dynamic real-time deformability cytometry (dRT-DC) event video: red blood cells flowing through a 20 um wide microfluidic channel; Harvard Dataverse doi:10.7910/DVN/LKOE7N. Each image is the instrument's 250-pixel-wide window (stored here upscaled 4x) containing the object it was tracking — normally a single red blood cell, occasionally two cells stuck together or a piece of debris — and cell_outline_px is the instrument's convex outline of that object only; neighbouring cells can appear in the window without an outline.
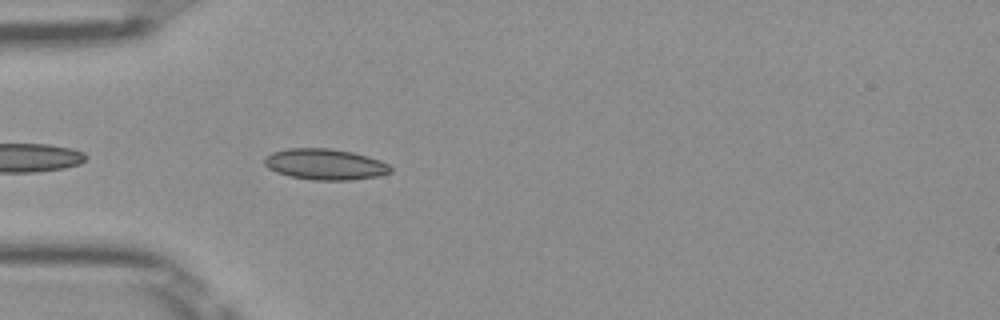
{"species": "Egyptian fruit bat (a non-hibernating species)", "species_latin": "Rousettus aegyptiacus", "temperature_condition": "room temperature", "stored_images_in_passage": 38, "camera_frame_rate_fps": 3000, "um_per_image_px": 0.085, "frame": {"image": 1, "passage_image": 3, "time_ms": 0.667, "image_size_px": [1000, 320], "cell_outline_px": [[392, 172], [376, 176], [352, 180], [312, 180], [292, 176], [276, 172], [268, 168], [264, 164], [264, 160], [272, 152], [288, 148], [328, 148], [352, 152], [368, 156], [380, 160], [388, 164], [392, 168]], "centroid_in_image_um": [27.64, 13.96], "position_along_channel_um": 57.4, "area_um2": 22.66}}
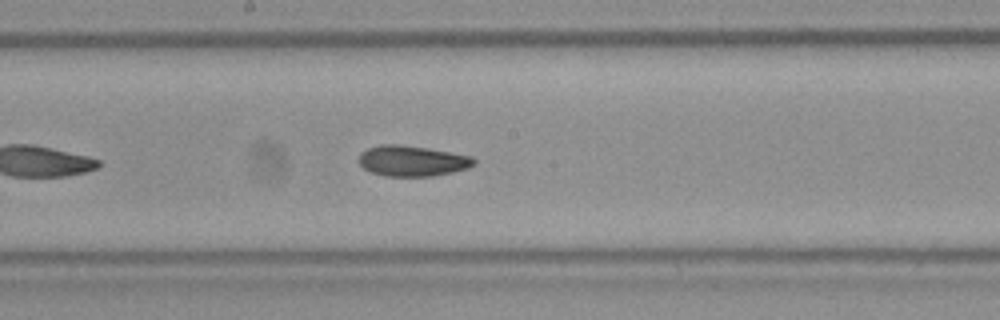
{"frame": {"image": 2, "passage_image": 15, "time_ms": 4.667, "image_size_px": [1000, 320], "cell_outline_px": [[476, 164], [468, 168], [452, 172], [432, 176], [384, 176], [372, 172], [364, 168], [356, 160], [360, 152], [368, 148], [380, 144], [400, 144], [428, 148], [472, 156], [476, 160]], "centroid_in_image_um": [35.02, 13.67], "position_along_channel_um": 213.2, "area_um2": 20.75}}
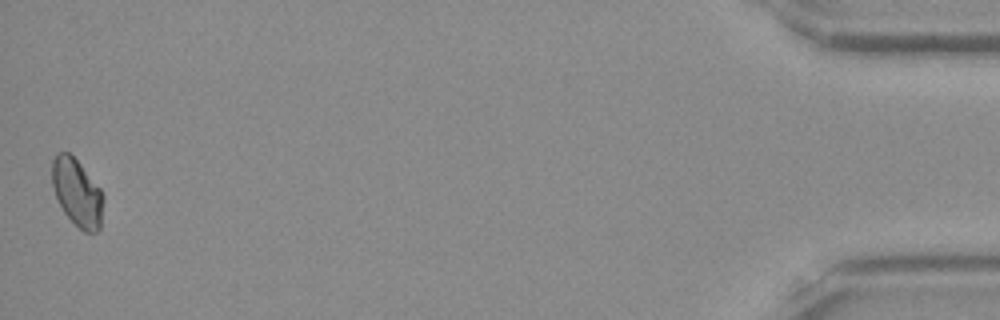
{"frame": {"image": 3, "passage_image": 38, "time_ms": 12.333, "image_size_px": [1000, 320], "cell_outline_px": [[104, 200], [100, 228], [96, 232], [84, 232], [64, 212], [56, 196], [52, 184], [52, 160], [56, 152], [68, 152], [80, 164], [100, 188], [104, 196]], "centroid_in_image_um": [6.56, 16.36], "position_along_channel_um": 428.6, "area_um2": 19.94}, "authors_computed_cell_mechanics": {"area_um2": 20.3456, "velocity_mm_per_s": 4.0104, "shape_relaxation_time_tau1_ms": 7.2069, "shape_relaxation_time_tau2_ms": 9.5063, "deformation_change_tau1": 0.1133, "deformation_change_tau2": 0.0937}}